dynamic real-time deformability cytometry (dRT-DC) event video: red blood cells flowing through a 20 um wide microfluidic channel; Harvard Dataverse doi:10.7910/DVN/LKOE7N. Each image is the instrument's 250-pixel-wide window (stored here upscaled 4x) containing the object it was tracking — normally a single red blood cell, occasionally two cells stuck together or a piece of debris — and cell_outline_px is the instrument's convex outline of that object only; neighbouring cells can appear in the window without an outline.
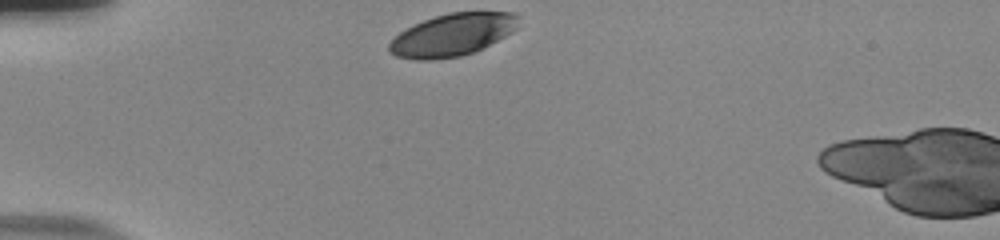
{"species": "human", "species_latin": "Homo sapiens", "temperature_condition": "room temperature", "stored_images_in_passage": 4, "camera_frame_rate_fps": 3000, "um_per_image_px": 0.085, "donor": {"sex": "male"}, "frame": {"image": 1, "passage_image": 1, "time_ms": 0.0, "image_size_px": [1000, 240], "cell_outline_px": [[520, 16], [516, 28], [512, 32], [472, 52], [460, 56], [432, 60], [416, 60], [396, 56], [388, 52], [388, 44], [400, 32], [424, 20], [448, 12], [516, 12]], "centroid_in_image_um": [38.44, 2.95], "position_along_channel_um": 46.6, "area_um2": 31.62}}